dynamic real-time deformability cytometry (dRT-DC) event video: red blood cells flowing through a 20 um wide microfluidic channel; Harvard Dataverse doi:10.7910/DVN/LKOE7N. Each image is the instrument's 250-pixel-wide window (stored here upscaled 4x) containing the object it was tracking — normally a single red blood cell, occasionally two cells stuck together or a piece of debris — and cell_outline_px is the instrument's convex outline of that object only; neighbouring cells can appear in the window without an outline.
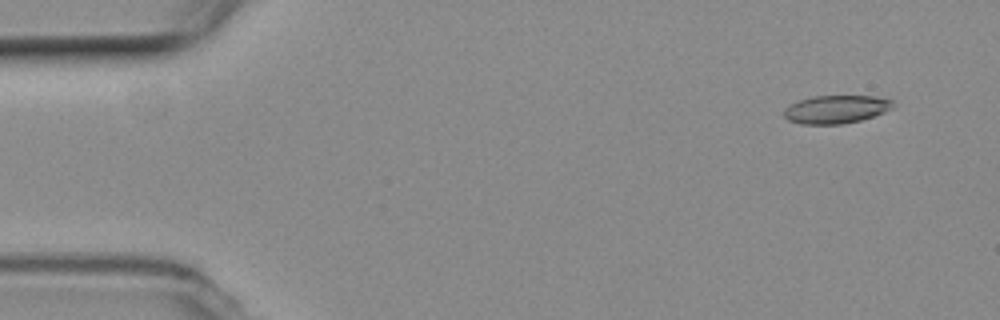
{"species": "common noctule bat (a hibernating species)", "species_latin": "Nyctalus noctula", "temperature_condition": "room temperature", "stored_images_in_passage": 48, "camera_frame_rate_fps": 3000, "um_per_image_px": 0.085, "animal": {"sex": "female", "body_mass_g": 19.3, "forearm_length_mm": 54.1}, "frame": {"image": 1, "passage_image": 1, "time_ms": 0.0, "image_size_px": [1000, 320], "cell_outline_px": [[892, 108], [884, 112], [860, 120], [844, 124], [800, 124], [788, 120], [784, 116], [784, 108], [800, 100], [812, 96], [876, 96], [892, 100]], "centroid_in_image_um": [71.04, 9.29], "position_along_channel_um": 14.0, "area_um2": 17.74}}
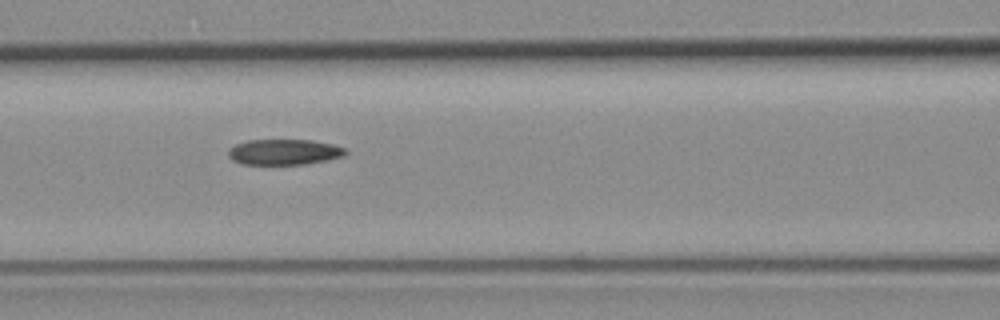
{"frame": {"image": 2, "passage_image": 20, "time_ms": 6.333, "image_size_px": [1000, 320], "cell_outline_px": [[348, 152], [344, 156], [328, 160], [304, 164], [244, 164], [232, 160], [228, 156], [228, 148], [236, 144], [248, 140], [312, 140], [332, 144], [348, 148]], "centroid_in_image_um": [24.18, 12.91], "position_along_channel_um": 142.4, "area_um2": 17.63}}
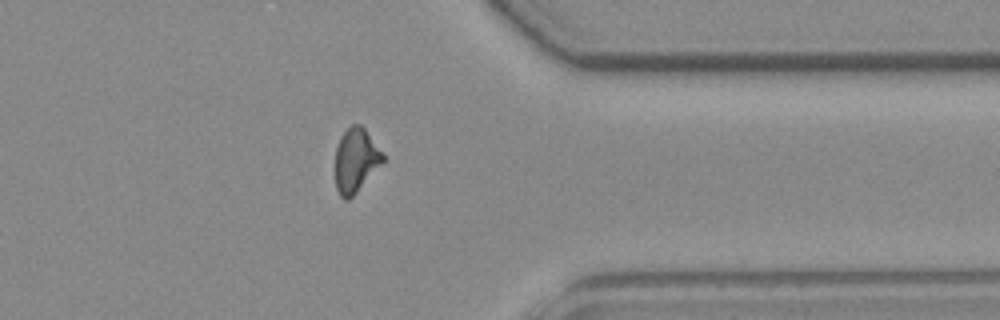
{"frame": {"image": 3, "passage_image": 40, "time_ms": 13.0, "image_size_px": [1000, 320], "cell_outline_px": [[384, 160], [356, 192], [348, 200], [344, 200], [340, 196], [336, 188], [336, 148], [340, 136], [352, 124], [360, 124], [364, 128], [384, 156]], "centroid_in_image_um": [30.21, 13.62], "position_along_channel_um": 381.2, "area_um2": 17.28}, "authors_computed_cell_mechanics": {"area_um2": 18.2648, "velocity_mm_per_s": 3.7638, "shape_relaxation_time_tau1_ms": null, "shape_relaxation_time_tau2_ms": 3.8982, "deformation_change_tau1": null, "deformation_change_tau2": 0.1207}}